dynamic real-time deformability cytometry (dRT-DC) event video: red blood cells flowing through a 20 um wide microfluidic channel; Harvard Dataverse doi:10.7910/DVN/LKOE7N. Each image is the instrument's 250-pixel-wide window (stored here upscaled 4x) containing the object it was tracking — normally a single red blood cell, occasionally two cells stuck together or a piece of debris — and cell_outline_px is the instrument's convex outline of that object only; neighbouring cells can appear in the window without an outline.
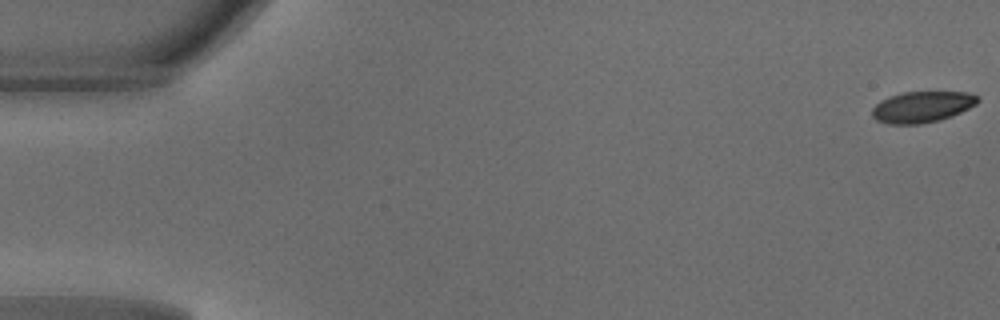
{"species": "common noctule bat (a hibernating species)", "species_latin": "Nyctalus noctula", "temperature_condition": "warm", "stored_images_in_passage": 16, "camera_frame_rate_fps": 3000, "um_per_image_px": 0.085, "animal": {"sex": "male", "body_mass_g": 18.8}, "frame": {"image": 1, "passage_image": 1, "time_ms": 0.0, "image_size_px": [1000, 320], "cell_outline_px": [[980, 100], [976, 104], [952, 116], [940, 120], [920, 124], [888, 124], [876, 120], [872, 116], [872, 108], [880, 100], [888, 96], [904, 92], [968, 92], [980, 96]], "centroid_in_image_um": [78.37, 9.08], "position_along_channel_um": 6.6, "area_um2": 19.31}}
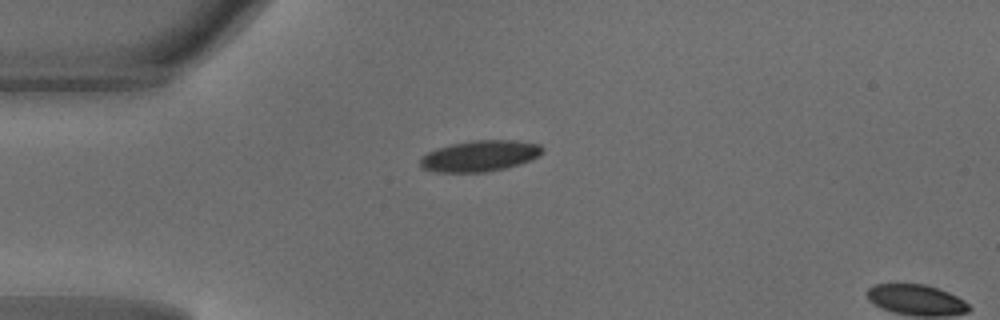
{"frame": {"image": 2, "passage_image": 13, "time_ms": 4.0, "image_size_px": [1000, 320], "cell_outline_px": [[544, 152], [540, 156], [532, 160], [520, 164], [504, 168], [484, 172], [436, 172], [424, 168], [420, 164], [420, 160], [428, 152], [436, 148], [452, 144], [472, 140], [516, 140], [540, 144], [544, 148]], "centroid_in_image_um": [40.85, 13.24], "position_along_channel_um": 44.1, "area_um2": 22.14}}